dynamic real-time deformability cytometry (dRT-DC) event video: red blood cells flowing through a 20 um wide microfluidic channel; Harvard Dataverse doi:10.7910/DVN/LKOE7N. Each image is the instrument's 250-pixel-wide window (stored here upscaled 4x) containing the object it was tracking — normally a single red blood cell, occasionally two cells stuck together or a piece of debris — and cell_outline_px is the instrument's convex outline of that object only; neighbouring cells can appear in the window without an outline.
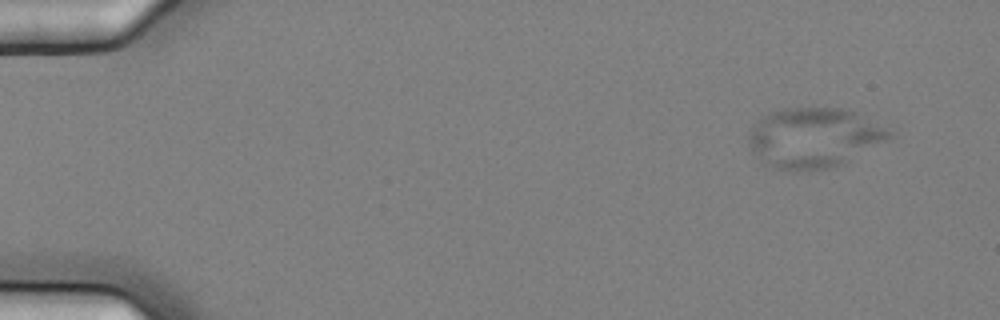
{"species": "common noctule bat (a hibernating species)", "species_latin": "Nyctalus noctula", "temperature_condition": "cold", "stored_images_in_passage": 6, "camera_frame_rate_fps": 3000, "um_per_image_px": 0.085, "animal": {"sex": "female", "body_mass_g": 25.1}, "frame": {"image": 1, "passage_image": 1, "time_ms": 0.0, "image_size_px": [1000, 320], "cell_outline_px": [[892, 136], [844, 164], [828, 168], [808, 172], [796, 172], [772, 168], [764, 164], [752, 152], [748, 144], [748, 136], [752, 128], [768, 112], [784, 108], [840, 108], [856, 112], [892, 132]], "centroid_in_image_um": [69.12, 11.74], "position_along_channel_um": 15.9, "area_um2": 49.19}}